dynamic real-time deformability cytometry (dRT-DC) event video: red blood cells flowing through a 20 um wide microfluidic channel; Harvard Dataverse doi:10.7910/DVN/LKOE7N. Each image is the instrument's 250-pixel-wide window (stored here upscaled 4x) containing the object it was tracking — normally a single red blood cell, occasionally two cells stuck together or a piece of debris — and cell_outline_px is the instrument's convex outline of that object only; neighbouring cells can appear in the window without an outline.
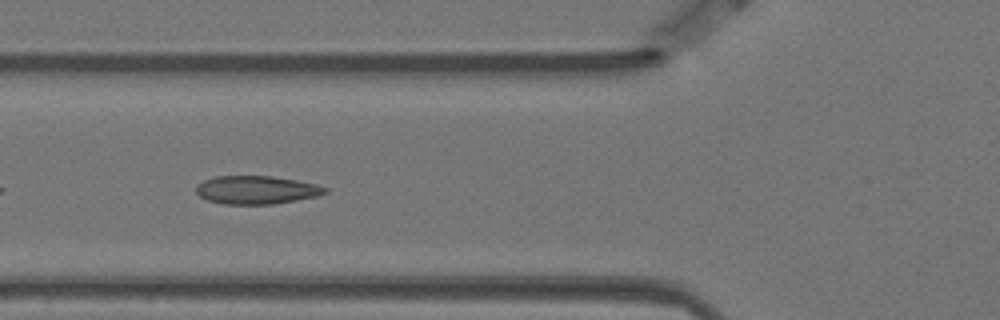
{"species": "Egyptian fruit bat (a non-hibernating species)", "species_latin": "Rousettus aegyptiacus", "temperature_condition": "warm", "stored_images_in_passage": 44, "camera_frame_rate_fps": 3000, "um_per_image_px": 0.085, "animal": {"sex": "female"}, "frame": {"image": 1, "passage_image": 6, "time_ms": 1.667, "image_size_px": [1000, 320], "cell_outline_px": [[328, 192], [320, 196], [272, 204], [224, 204], [208, 200], [200, 196], [196, 192], [196, 184], [204, 180], [216, 176], [272, 176], [296, 180], [316, 184], [328, 188]], "centroid_in_image_um": [21.82, 16.14], "position_along_channel_um": 104.0, "area_um2": 21.27}}
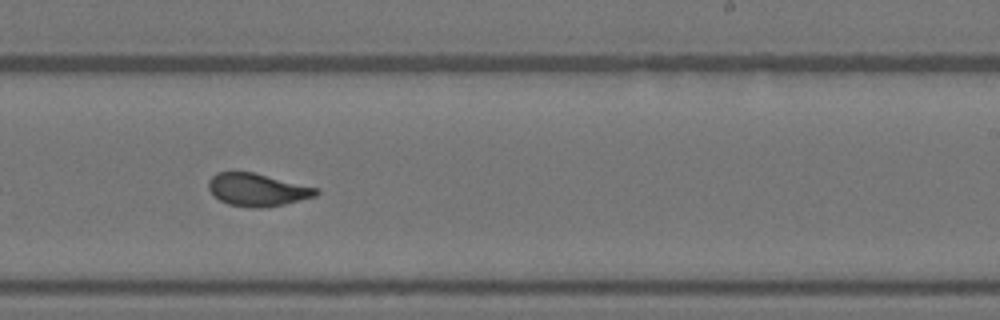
{"frame": {"image": 2, "passage_image": 20, "time_ms": 6.333, "image_size_px": [1000, 320], "cell_outline_px": [[320, 192], [316, 196], [284, 204], [260, 208], [248, 208], [228, 204], [220, 200], [208, 188], [208, 180], [216, 172], [252, 172], [320, 188]], "centroid_in_image_um": [21.89, 16.13], "position_along_channel_um": 267.1, "area_um2": 20.52}}
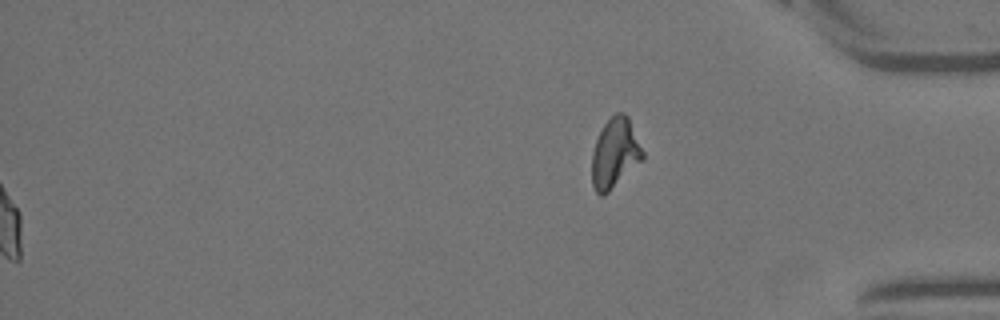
{"frame": {"image": 3, "passage_image": 44, "time_ms": 14.333, "image_size_px": [1000, 320], "cell_outline_px": [[644, 156], [604, 196], [600, 196], [596, 192], [592, 184], [592, 152], [596, 140], [604, 124], [616, 112], [624, 112], [628, 116], [644, 152]], "centroid_in_image_um": [52.24, 13.0], "position_along_channel_um": 383.0, "area_um2": 20.23}, "authors_computed_cell_mechanics": {"area_um2": 20.7502, "velocity_mm_per_s": 3.4927, "shape_relaxation_time_tau1_ms": 6.3656, "shape_relaxation_time_tau2_ms": 0.9257, "deformation_change_tau1": 0.1827, "deformation_change_tau2": 0.058}}